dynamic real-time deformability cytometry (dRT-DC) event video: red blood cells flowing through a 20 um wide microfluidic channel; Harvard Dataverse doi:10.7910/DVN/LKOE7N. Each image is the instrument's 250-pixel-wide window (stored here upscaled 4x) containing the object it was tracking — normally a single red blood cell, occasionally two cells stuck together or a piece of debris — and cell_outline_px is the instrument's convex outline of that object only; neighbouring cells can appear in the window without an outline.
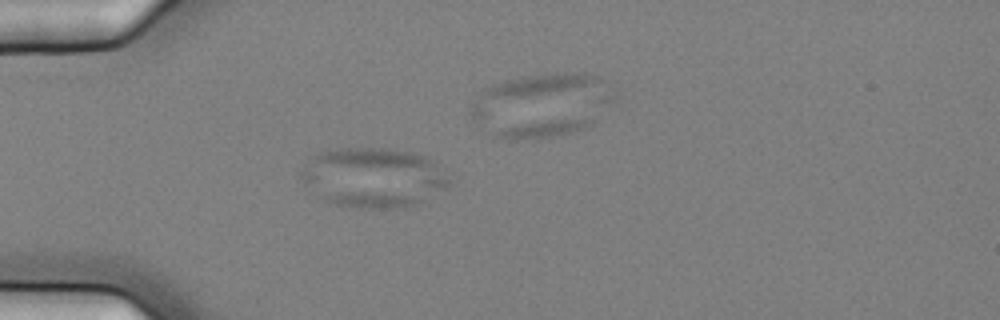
{"species": "common noctule bat (a hibernating species)", "species_latin": "Nyctalus noctula", "temperature_condition": "cold", "stored_images_in_passage": 5, "camera_frame_rate_fps": 3000, "um_per_image_px": 0.085, "animal": {"sex": "female", "body_mass_g": 25.1}, "frame": {"image": 1, "passage_image": 2, "time_ms": 0.333, "image_size_px": [1000, 320], "cell_outline_px": [[448, 184], [420, 204], [392, 208], [360, 208], [336, 204], [320, 200], [308, 192], [300, 176], [300, 172], [304, 164], [316, 152], [336, 148], [388, 148], [416, 152], [432, 160], [436, 164], [448, 180]], "centroid_in_image_um": [31.62, 15.08], "position_along_channel_um": 53.4, "area_um2": 51.9}}
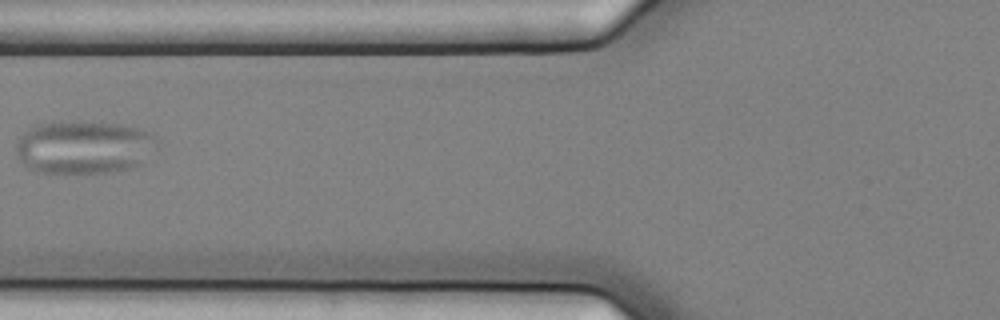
{"frame": {"image": 2, "passage_image": 5, "time_ms": 1.333, "image_size_px": [1000, 320], "cell_outline_px": [[160, 140], [144, 164], [128, 168], [108, 172], [36, 172], [28, 168], [20, 160], [16, 152], [16, 140], [28, 128], [40, 124], [80, 120], [124, 124], [148, 132], [156, 136]], "centroid_in_image_um": [7.16, 12.49], "position_along_channel_um": 118.6, "area_um2": 44.1}}